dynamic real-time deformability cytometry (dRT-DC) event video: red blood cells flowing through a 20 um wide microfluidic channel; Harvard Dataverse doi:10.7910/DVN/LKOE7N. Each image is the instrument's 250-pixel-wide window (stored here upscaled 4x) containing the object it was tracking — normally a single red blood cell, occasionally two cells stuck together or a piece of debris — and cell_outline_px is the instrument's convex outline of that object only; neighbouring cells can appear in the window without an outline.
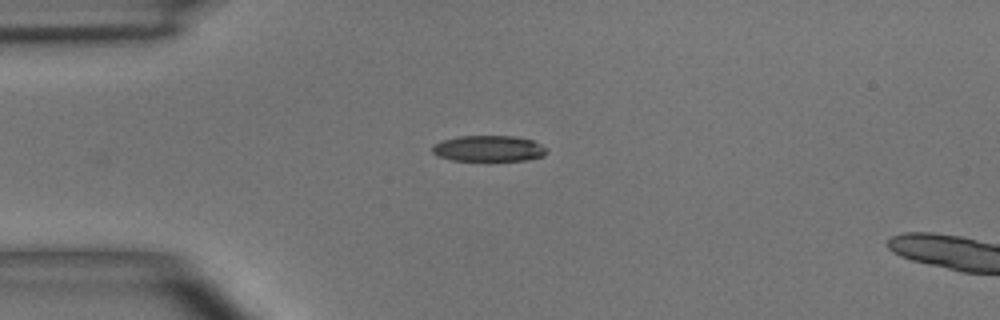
{"species": "common noctule bat (a hibernating species)", "species_latin": "Nyctalus noctula", "temperature_condition": "room temperature", "stored_images_in_passage": 2, "camera_frame_rate_fps": 3000, "um_per_image_px": 0.085, "animal": {"sex": "male", "body_mass_g": 15.6}, "frame": {"image": 1, "passage_image": 1, "time_ms": 0.0, "image_size_px": [1000, 320], "cell_outline_px": [[548, 152], [544, 156], [528, 160], [452, 160], [440, 156], [432, 152], [432, 144], [444, 140], [460, 136], [512, 136], [532, 140], [548, 148]], "centroid_in_image_um": [41.58, 12.62], "position_along_channel_um": 43.4, "area_um2": 17.22}}